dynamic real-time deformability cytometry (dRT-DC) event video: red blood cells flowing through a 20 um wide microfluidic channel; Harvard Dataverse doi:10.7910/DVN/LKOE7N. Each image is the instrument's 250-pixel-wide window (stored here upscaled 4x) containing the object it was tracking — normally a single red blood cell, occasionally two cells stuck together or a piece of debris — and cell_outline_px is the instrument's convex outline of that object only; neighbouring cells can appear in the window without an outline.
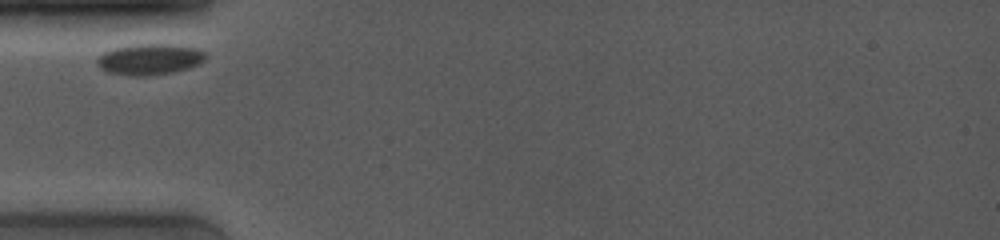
{"species": "common noctule bat (a hibernating species)", "species_latin": "Nyctalus noctula", "temperature_condition": "room temperature", "stored_images_in_passage": 3, "camera_frame_rate_fps": 4000, "um_per_image_px": 0.085, "animal": {"sex": "female", "body_mass_g": 19.0, "forearm_length_mm": 53.3}, "frame": {"image": 1, "passage_image": 1, "time_ms": 0.0, "image_size_px": [1000, 240], "cell_outline_px": [[208, 56], [204, 60], [188, 68], [172, 72], [148, 76], [128, 76], [108, 72], [100, 68], [96, 64], [96, 60], [104, 52], [112, 48], [132, 44], [176, 44], [196, 48], [204, 52]], "centroid_in_image_um": [12.69, 5.03], "position_along_channel_um": 72.3, "area_um2": 19.77}}